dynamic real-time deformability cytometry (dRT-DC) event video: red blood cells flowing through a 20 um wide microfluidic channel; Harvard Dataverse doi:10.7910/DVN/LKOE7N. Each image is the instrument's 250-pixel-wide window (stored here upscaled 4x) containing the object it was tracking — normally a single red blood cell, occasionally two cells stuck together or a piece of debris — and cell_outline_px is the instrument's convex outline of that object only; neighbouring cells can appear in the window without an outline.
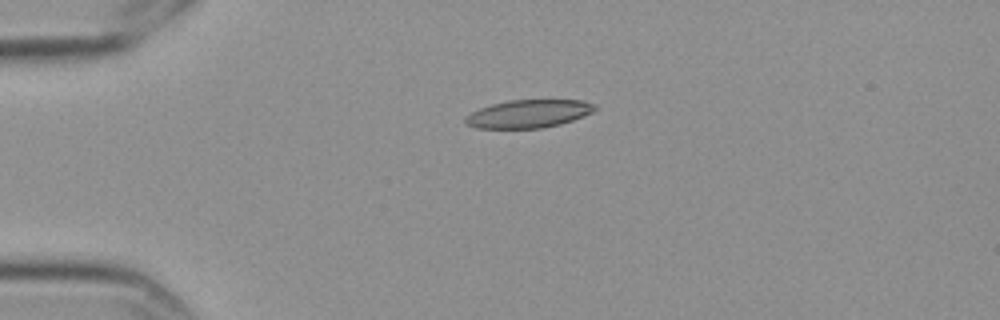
{"species": "Egyptian fruit bat (a non-hibernating species)", "species_latin": "Rousettus aegyptiacus", "temperature_condition": "cold", "stored_images_in_passage": 2, "camera_frame_rate_fps": 3000, "um_per_image_px": 0.085, "frame": {"image": 1, "passage_image": 1, "time_ms": 0.0, "image_size_px": [1000, 320], "cell_outline_px": [[596, 108], [592, 112], [584, 116], [560, 124], [540, 128], [476, 128], [468, 124], [464, 120], [464, 116], [480, 108], [492, 104], [508, 100], [584, 100], [596, 104]], "centroid_in_image_um": [44.94, 9.66], "position_along_channel_um": 40.1, "area_um2": 21.1}}